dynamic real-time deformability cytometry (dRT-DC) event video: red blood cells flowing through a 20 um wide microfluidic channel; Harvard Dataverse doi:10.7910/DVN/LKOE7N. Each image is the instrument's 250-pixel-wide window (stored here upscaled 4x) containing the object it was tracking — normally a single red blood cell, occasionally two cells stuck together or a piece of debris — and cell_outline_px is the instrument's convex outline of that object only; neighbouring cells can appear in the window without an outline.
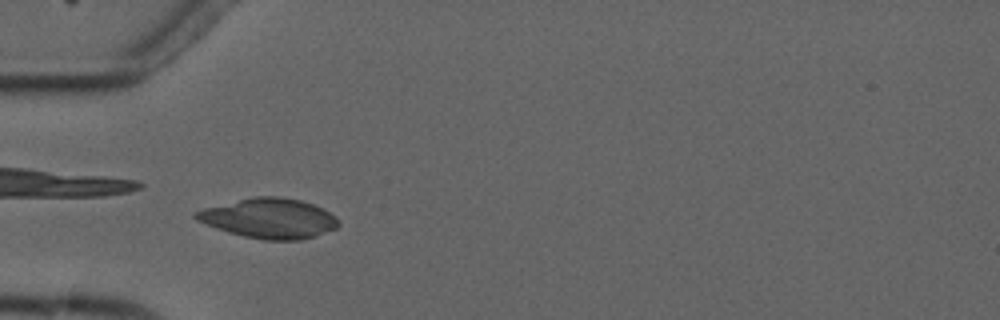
{"species": "common noctule bat (a hibernating species)", "species_latin": "Nyctalus noctula", "temperature_condition": "cold", "stored_images_in_passage": 3, "camera_frame_rate_fps": 3000, "um_per_image_px": 0.085, "animal": {"sex": "male", "forearm_length_mm": 52.5}, "frame": {"image": 1, "passage_image": 2, "time_ms": 2.333, "image_size_px": [1000, 320], "cell_outline_px": [[340, 224], [336, 228], [316, 236], [300, 240], [264, 240], [244, 236], [228, 232], [216, 228], [196, 220], [192, 216], [192, 212], [204, 208], [252, 196], [280, 196], [300, 200], [324, 208], [336, 216], [340, 220]], "centroid_in_image_um": [22.89, 18.55], "position_along_channel_um": 62.1, "area_um2": 33.47}}
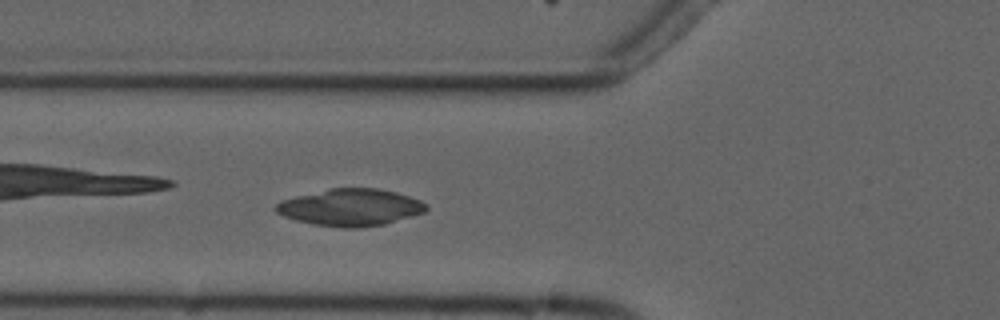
{"frame": {"image": 2, "passage_image": 3, "time_ms": 3.333, "image_size_px": [1000, 320], "cell_outline_px": [[428, 208], [424, 212], [384, 224], [360, 228], [344, 228], [312, 224], [296, 220], [284, 216], [276, 212], [276, 204], [280, 200], [296, 196], [332, 188], [380, 188], [396, 192], [420, 200], [428, 204]], "centroid_in_image_um": [29.8, 17.63], "position_along_channel_um": 96.0, "area_um2": 32.31}}